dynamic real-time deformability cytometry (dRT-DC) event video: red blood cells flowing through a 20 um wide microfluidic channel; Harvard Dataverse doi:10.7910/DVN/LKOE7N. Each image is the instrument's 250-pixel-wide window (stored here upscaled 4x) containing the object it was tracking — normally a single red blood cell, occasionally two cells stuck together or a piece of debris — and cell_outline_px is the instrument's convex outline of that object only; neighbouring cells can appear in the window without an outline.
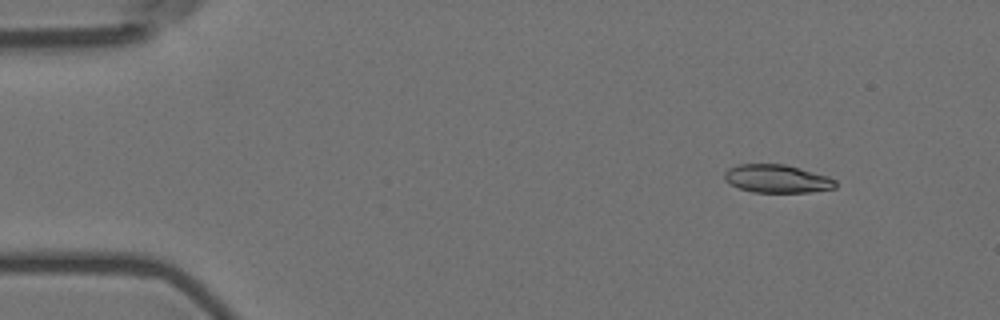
{"species": "Egyptian fruit bat (a non-hibernating species)", "species_latin": "Rousettus aegyptiacus", "temperature_condition": "room temperature", "stored_images_in_passage": 6, "camera_frame_rate_fps": 3000, "um_per_image_px": 0.085, "animal": {"sex": "female"}, "frame": {"image": 1, "passage_image": 2, "time_ms": 0.333, "image_size_px": [1000, 320], "cell_outline_px": [[836, 188], [812, 192], [752, 192], [740, 188], [724, 180], [724, 172], [728, 168], [740, 164], [784, 164], [800, 168], [828, 176], [836, 180]], "centroid_in_image_um": [66.06, 15.19], "position_along_channel_um": 18.9, "area_um2": 18.21}}
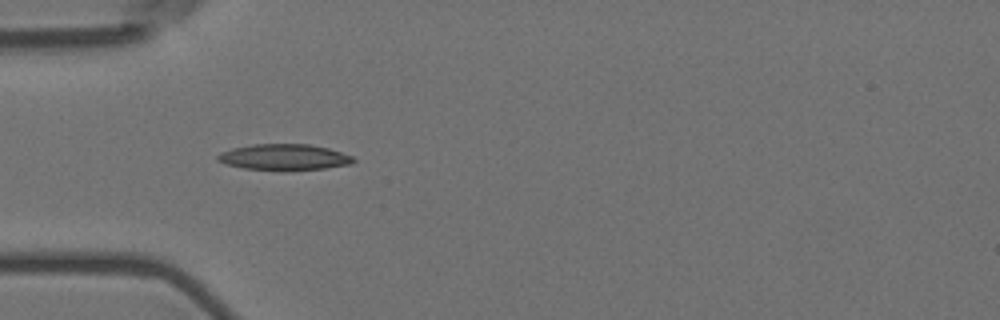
{"frame": {"image": 2, "passage_image": 5, "time_ms": 1.333, "image_size_px": [1000, 320], "cell_outline_px": [[356, 160], [352, 164], [324, 168], [244, 168], [224, 164], [216, 160], [216, 156], [220, 152], [232, 148], [252, 144], [308, 144], [328, 148], [352, 156]], "centroid_in_image_um": [24.11, 13.32], "position_along_channel_um": 60.9, "area_um2": 19.88}}
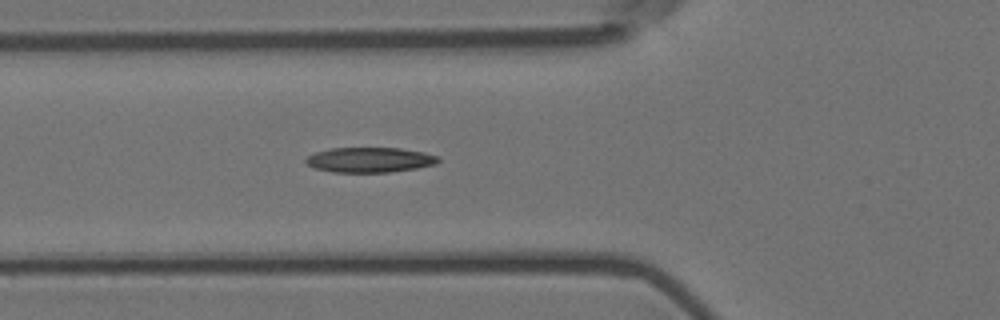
{"frame": {"image": 3, "passage_image": 6, "time_ms": 1.667, "image_size_px": [1000, 320], "cell_outline_px": [[440, 160], [436, 164], [416, 168], [388, 172], [332, 172], [316, 168], [308, 164], [304, 160], [308, 156], [316, 152], [332, 148], [400, 148], [424, 152], [440, 156]], "centroid_in_image_um": [31.47, 13.58], "position_along_channel_um": 94.3, "area_um2": 19.25}}